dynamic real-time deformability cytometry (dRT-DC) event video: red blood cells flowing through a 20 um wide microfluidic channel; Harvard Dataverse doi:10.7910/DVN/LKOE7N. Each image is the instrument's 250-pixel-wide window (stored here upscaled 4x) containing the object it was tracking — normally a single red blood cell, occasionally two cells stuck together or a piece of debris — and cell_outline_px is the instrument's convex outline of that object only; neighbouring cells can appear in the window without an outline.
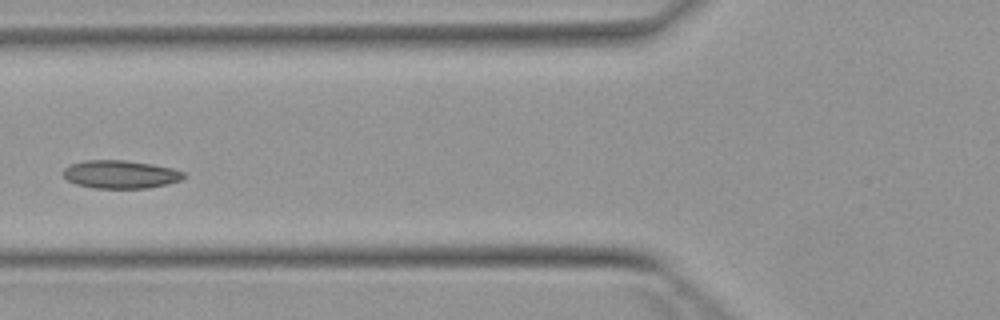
{"species": "Egyptian fruit bat (a non-hibernating species)", "species_latin": "Rousettus aegyptiacus", "temperature_condition": "warm", "stored_images_in_passage": 5, "camera_frame_rate_fps": 3000, "um_per_image_px": 0.085, "animal": {"sex": "female"}, "frame": {"image": 1, "passage_image": 4, "time_ms": 3.667, "image_size_px": [1000, 320], "cell_outline_px": [[184, 176], [180, 180], [168, 184], [148, 188], [96, 188], [76, 184], [68, 180], [64, 176], [64, 168], [72, 164], [84, 160], [124, 160], [152, 164], [172, 168], [184, 172]], "centroid_in_image_um": [10.25, 14.82], "position_along_channel_um": 115.6, "area_um2": 19.59}}
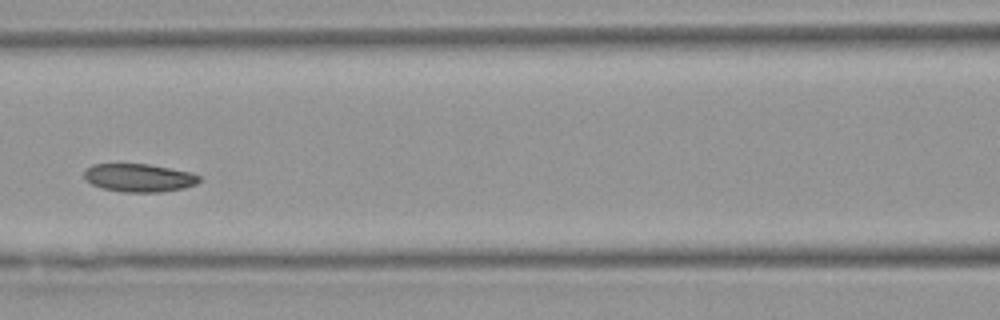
{"frame": {"image": 2, "passage_image": 5, "time_ms": 4.667, "image_size_px": [1000, 320], "cell_outline_px": [[200, 180], [196, 184], [184, 188], [160, 192], [124, 192], [104, 188], [92, 184], [84, 180], [84, 168], [92, 164], [148, 164], [192, 172], [200, 176]], "centroid_in_image_um": [11.8, 15.1], "position_along_channel_um": 154.8, "area_um2": 18.96}}